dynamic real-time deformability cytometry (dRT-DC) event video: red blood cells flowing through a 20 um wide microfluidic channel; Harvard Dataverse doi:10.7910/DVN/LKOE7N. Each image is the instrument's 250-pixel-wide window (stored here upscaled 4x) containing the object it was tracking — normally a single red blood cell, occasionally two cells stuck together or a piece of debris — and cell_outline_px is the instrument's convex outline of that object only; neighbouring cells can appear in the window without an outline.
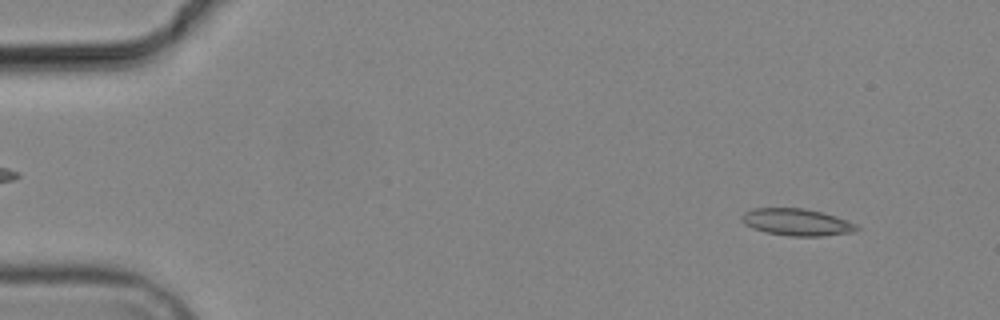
{"species": "common noctule bat (a hibernating species)", "species_latin": "Nyctalus noctula", "temperature_condition": "cold", "stored_images_in_passage": 4, "camera_frame_rate_fps": 3000, "um_per_image_px": 0.085, "animal": {"sex": "male", "body_mass_g": 19.2, "forearm_length_mm": 51.8}, "frame": {"image": 1, "passage_image": 1, "time_ms": 0.0, "image_size_px": [1000, 320], "cell_outline_px": [[860, 228], [852, 232], [824, 236], [788, 236], [764, 232], [752, 228], [744, 224], [740, 220], [744, 212], [752, 208], [804, 208], [836, 216], [856, 224]], "centroid_in_image_um": [67.69, 18.89], "position_along_channel_um": 17.3, "area_um2": 18.15}}
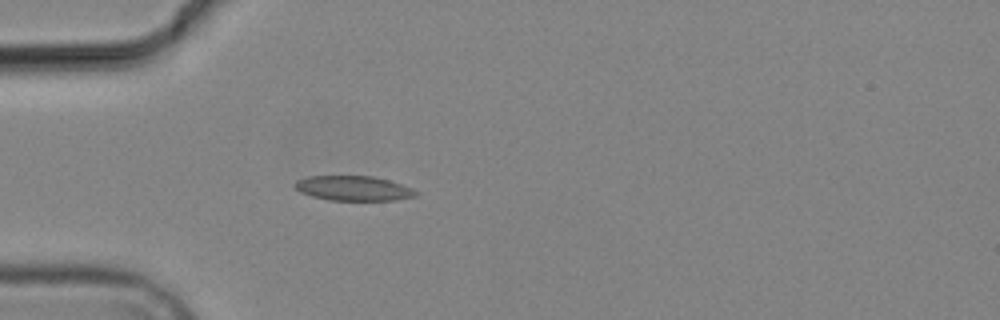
{"frame": {"image": 2, "passage_image": 4, "time_ms": 3.667, "image_size_px": [1000, 320], "cell_outline_px": [[420, 192], [416, 196], [396, 200], [328, 200], [312, 196], [300, 192], [292, 184], [296, 180], [308, 176], [372, 176], [388, 180], [412, 188]], "centroid_in_image_um": [30.03, 16.0], "position_along_channel_um": 55.0, "area_um2": 17.51}}